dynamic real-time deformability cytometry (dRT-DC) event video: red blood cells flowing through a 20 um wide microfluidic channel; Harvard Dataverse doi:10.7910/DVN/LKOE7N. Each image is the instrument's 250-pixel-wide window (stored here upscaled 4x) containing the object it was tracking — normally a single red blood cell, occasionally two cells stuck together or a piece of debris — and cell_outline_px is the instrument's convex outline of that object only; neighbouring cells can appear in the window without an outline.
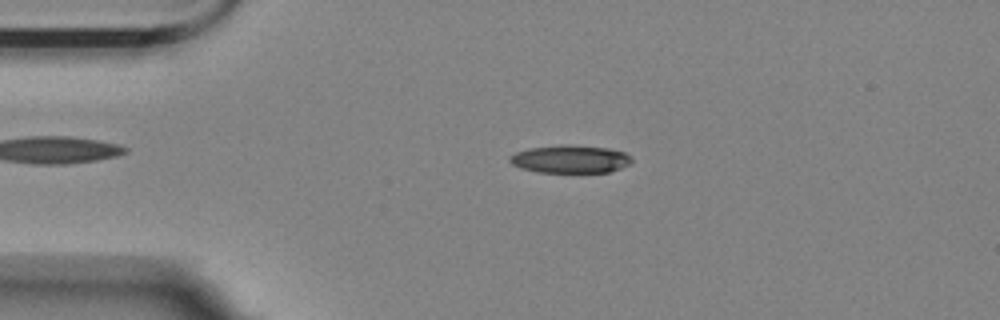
{"species": "Egyptian fruit bat (a non-hibernating species)", "species_latin": "Rousettus aegyptiacus", "temperature_condition": "room temperature", "stored_images_in_passage": 55, "camera_frame_rate_fps": 3000, "um_per_image_px": 0.085, "animal": {"sex": "female"}, "frame": {"image": 1, "passage_image": 11, "time_ms": 3.333, "image_size_px": [1000, 320], "cell_outline_px": [[632, 164], [608, 172], [540, 172], [520, 168], [512, 164], [508, 160], [508, 156], [516, 152], [528, 148], [560, 144], [568, 144], [608, 148], [624, 152], [632, 156]], "centroid_in_image_um": [48.47, 13.51], "position_along_channel_um": 36.5, "area_um2": 20.06}}
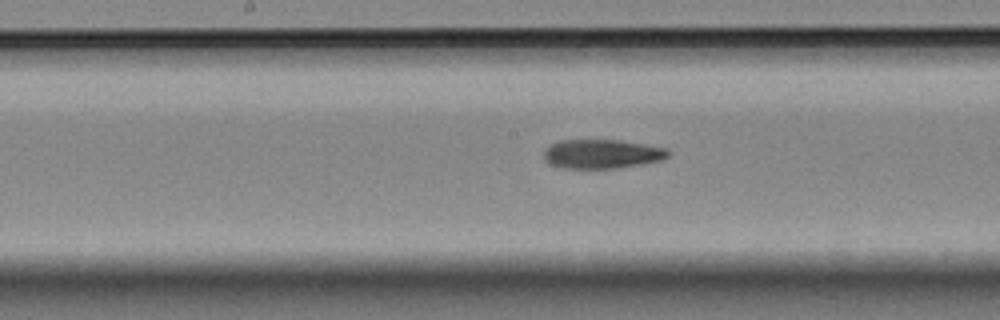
{"frame": {"image": 2, "passage_image": 27, "time_ms": 8.667, "image_size_px": [1000, 320], "cell_outline_px": [[668, 156], [660, 160], [640, 164], [616, 168], [564, 168], [552, 164], [544, 160], [544, 152], [552, 144], [560, 140], [620, 140], [668, 148]], "centroid_in_image_um": [51.17, 13.08], "position_along_channel_um": 197.0, "area_um2": 20.81}}
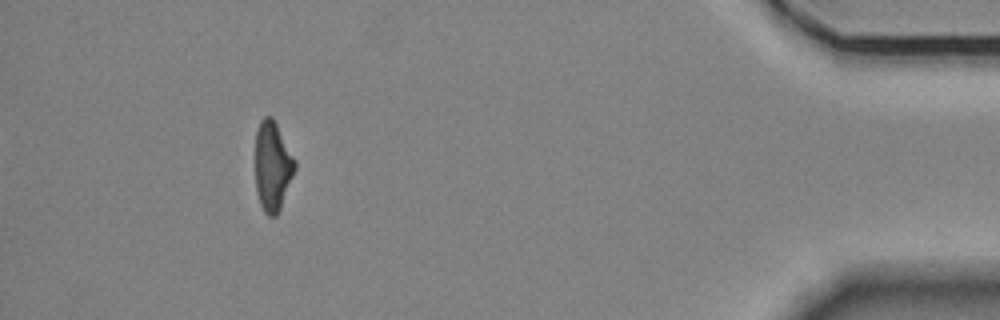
{"frame": {"image": 3, "passage_image": 50, "time_ms": 16.333, "image_size_px": [1000, 320], "cell_outline_px": [[296, 168], [280, 208], [276, 216], [268, 216], [264, 212], [260, 204], [256, 192], [256, 132], [260, 120], [264, 116], [272, 116], [296, 160]], "centroid_in_image_um": [23.16, 14.12], "position_along_channel_um": 412.0, "area_um2": 20.58}, "authors_computed_cell_mechanics": {"area_um2": 21.2704, "velocity_mm_per_s": 3.5881, "shape_relaxation_time_tau1_ms": null, "shape_relaxation_time_tau2_ms": 7.2957, "deformation_change_tau1": null, "deformation_change_tau2": 0.181}}